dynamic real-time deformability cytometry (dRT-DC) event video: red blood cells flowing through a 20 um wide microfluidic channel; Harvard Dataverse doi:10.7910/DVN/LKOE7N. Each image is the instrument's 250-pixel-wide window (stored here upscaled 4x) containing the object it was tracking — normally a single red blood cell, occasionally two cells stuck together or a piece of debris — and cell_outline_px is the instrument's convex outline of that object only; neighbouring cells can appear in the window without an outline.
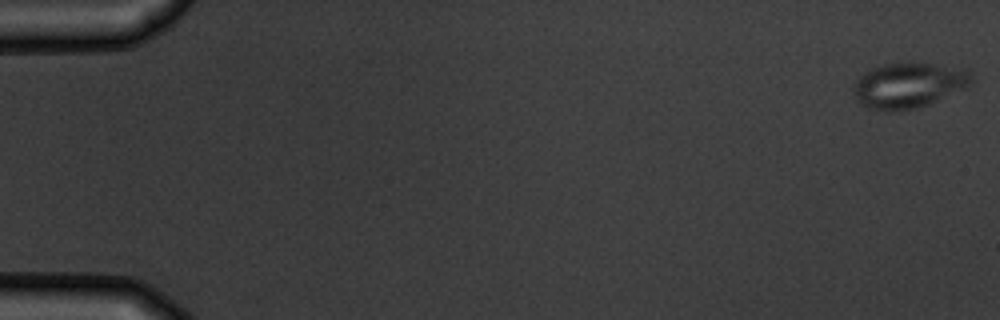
{"species": "common noctule bat (a hibernating species)", "species_latin": "Nyctalus noctula", "temperature_condition": "warm", "stored_images_in_passage": 4, "camera_frame_rate_fps": 3000, "um_per_image_px": 0.085, "animal": {"sex": "male", "body_mass_g": 19.5, "forearm_length_mm": 54.6}, "frame": {"image": 1, "passage_image": 1, "time_ms": 0.0, "image_size_px": [1000, 320], "cell_outline_px": [[972, 84], [964, 88], [928, 104], [916, 108], [892, 112], [888, 112], [868, 108], [856, 100], [852, 92], [852, 88], [856, 80], [868, 68], [884, 64], [908, 60], [964, 68], [972, 76]], "centroid_in_image_um": [77.18, 7.22], "position_along_channel_um": 7.8, "area_um2": 31.85}}